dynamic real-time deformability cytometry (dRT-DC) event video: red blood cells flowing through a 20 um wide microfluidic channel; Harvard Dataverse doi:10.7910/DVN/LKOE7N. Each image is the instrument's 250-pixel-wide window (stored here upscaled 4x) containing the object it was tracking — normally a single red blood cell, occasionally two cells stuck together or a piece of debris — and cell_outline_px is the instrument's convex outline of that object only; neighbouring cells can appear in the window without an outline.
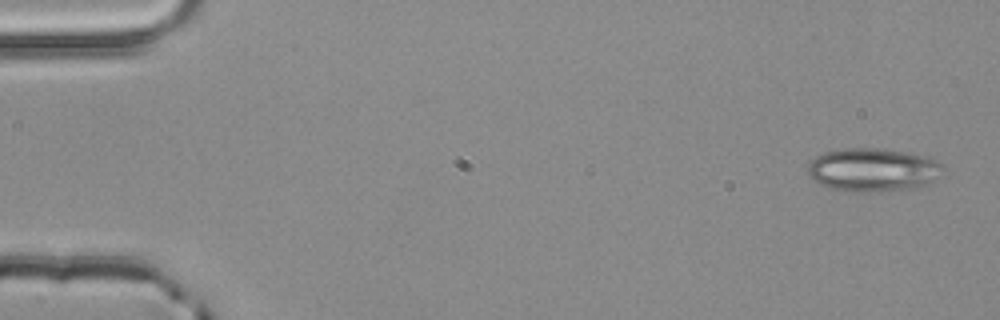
{"species": "common noctule bat (a hibernating species)", "species_latin": "Nyctalus noctula", "temperature_condition": "room temperature", "stored_images_in_passage": 3, "camera_frame_rate_fps": 3000, "um_per_image_px": 0.085, "animal": {"sex": "male", "body_mass_g": 20.4}, "frame": {"image": 1, "passage_image": 1, "time_ms": 0.0, "image_size_px": [1000, 320], "cell_outline_px": [[944, 168], [936, 180], [928, 184], [916, 188], [868, 192], [832, 188], [808, 176], [808, 164], [816, 156], [824, 152], [844, 148], [876, 148], [904, 152], [924, 156], [936, 160]], "centroid_in_image_um": [74.22, 14.42], "position_along_channel_um": 10.8, "area_um2": 33.76}}